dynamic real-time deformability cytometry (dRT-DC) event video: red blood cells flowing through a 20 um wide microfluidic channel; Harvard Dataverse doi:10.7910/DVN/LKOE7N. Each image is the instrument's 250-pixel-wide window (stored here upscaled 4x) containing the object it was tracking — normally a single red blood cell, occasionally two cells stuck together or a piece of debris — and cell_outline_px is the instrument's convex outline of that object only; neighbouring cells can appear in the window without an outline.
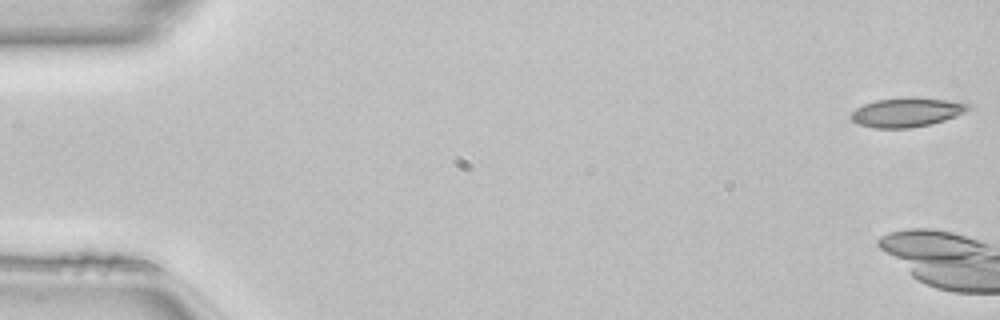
{"species": "common noctule bat (a hibernating species)", "species_latin": "Nyctalus noctula", "temperature_condition": "room temperature", "stored_images_in_passage": 6, "camera_frame_rate_fps": 3000, "um_per_image_px": 0.085, "animal": {"sex": "female", "body_mass_g": 22.7, "forearm_length_mm": 54.2}, "frame": {"image": 1, "passage_image": 1, "time_ms": 0.0, "image_size_px": [1000, 320], "cell_outline_px": [[976, 108], [956, 116], [944, 120], [912, 128], [872, 128], [860, 124], [852, 120], [848, 116], [856, 108], [864, 104], [876, 100], [912, 96], [916, 96], [948, 100], [972, 104]], "centroid_in_image_um": [77.13, 9.52], "position_along_channel_um": 7.9, "area_um2": 20.35}}